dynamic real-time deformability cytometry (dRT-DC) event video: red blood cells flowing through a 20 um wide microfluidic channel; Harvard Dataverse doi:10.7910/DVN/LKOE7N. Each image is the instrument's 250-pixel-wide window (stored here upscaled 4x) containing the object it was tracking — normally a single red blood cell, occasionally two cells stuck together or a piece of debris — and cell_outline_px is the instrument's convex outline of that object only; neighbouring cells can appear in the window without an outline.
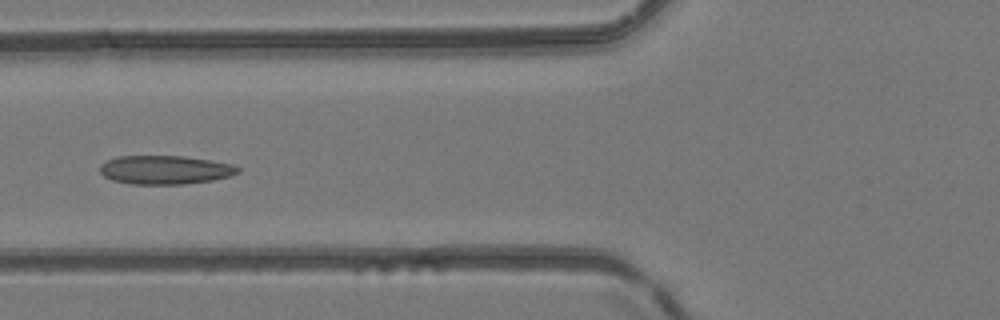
{"species": "common noctule bat (a hibernating species)", "species_latin": "Nyctalus noctula", "temperature_condition": "room temperature", "stored_images_in_passage": 6, "camera_frame_rate_fps": 3000, "um_per_image_px": 0.085, "animal": {"sex": "female", "body_mass_g": 24.6, "forearm_length_mm": 56.2}, "frame": {"image": 1, "passage_image": 6, "time_ms": 5.333, "image_size_px": [1000, 320], "cell_outline_px": [[240, 172], [228, 176], [212, 180], [184, 184], [132, 184], [112, 180], [104, 176], [100, 172], [100, 164], [116, 156], [184, 156], [232, 164], [240, 168]], "centroid_in_image_um": [14.01, 14.43], "position_along_channel_um": 111.8, "area_um2": 23.0}}